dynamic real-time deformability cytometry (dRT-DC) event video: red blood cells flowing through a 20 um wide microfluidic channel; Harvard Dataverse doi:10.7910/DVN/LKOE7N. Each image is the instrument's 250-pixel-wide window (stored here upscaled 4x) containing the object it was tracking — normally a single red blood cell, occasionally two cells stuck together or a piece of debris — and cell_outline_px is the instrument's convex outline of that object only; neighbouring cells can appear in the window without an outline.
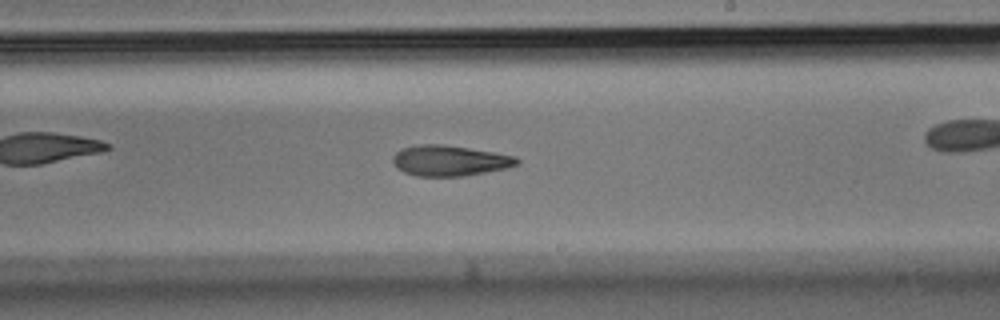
{"species": "Egyptian fruit bat (a non-hibernating species)", "species_latin": "Rousettus aegyptiacus", "temperature_condition": "room temperature", "stored_images_in_passage": 27, "camera_frame_rate_fps": 3000, "um_per_image_px": 0.085, "animal": {"sex": "male"}, "frame": {"image": 1, "passage_image": 16, "time_ms": 5.0, "image_size_px": [1000, 320], "cell_outline_px": [[520, 164], [508, 168], [464, 176], [416, 176], [404, 172], [396, 168], [392, 160], [392, 156], [400, 148], [420, 144], [440, 144], [468, 148], [516, 156], [520, 160]], "centroid_in_image_um": [38.21, 13.66], "position_along_channel_um": 250.8, "area_um2": 22.25}}